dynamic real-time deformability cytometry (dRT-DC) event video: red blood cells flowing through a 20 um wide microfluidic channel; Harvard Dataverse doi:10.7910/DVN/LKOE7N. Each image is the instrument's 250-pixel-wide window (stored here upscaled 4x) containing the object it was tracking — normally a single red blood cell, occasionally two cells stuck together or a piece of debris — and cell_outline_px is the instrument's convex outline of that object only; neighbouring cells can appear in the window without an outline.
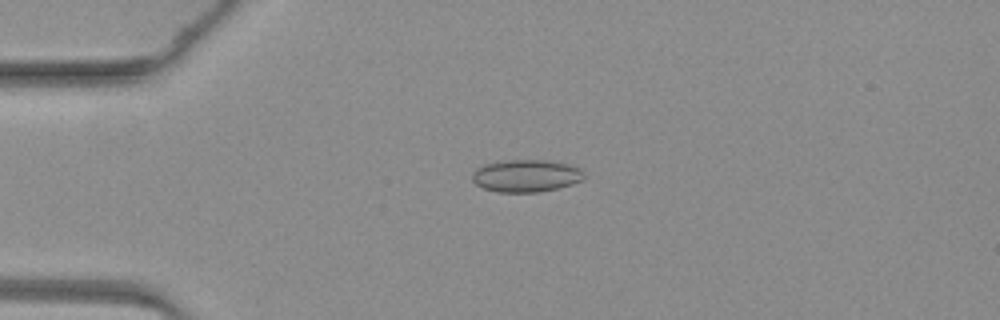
{"species": "common noctule bat (a hibernating species)", "species_latin": "Nyctalus noctula", "temperature_condition": "warm", "stored_images_in_passage": 39, "camera_frame_rate_fps": 3000, "um_per_image_px": 0.085, "animal": {"sex": "female", "body_mass_g": 19.3, "forearm_length_mm": 54.1}, "frame": {"image": 1, "passage_image": 4, "time_ms": 1.0, "image_size_px": [1000, 320], "cell_outline_px": [[584, 180], [572, 184], [540, 192], [496, 192], [484, 188], [476, 184], [472, 180], [472, 172], [476, 168], [484, 164], [504, 160], [544, 160], [572, 164], [580, 168], [584, 172]], "centroid_in_image_um": [44.73, 14.93], "position_along_channel_um": 40.3, "area_um2": 21.33}}
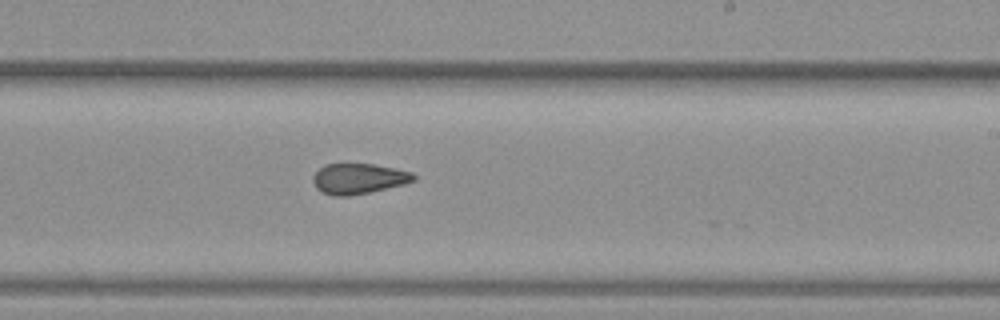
{"frame": {"image": 2, "passage_image": 21, "time_ms": 6.667, "image_size_px": [1000, 320], "cell_outline_px": [[416, 180], [404, 184], [372, 192], [348, 196], [332, 196], [320, 192], [316, 188], [312, 180], [312, 176], [324, 164], [372, 164], [396, 168], [412, 172], [416, 176]], "centroid_in_image_um": [30.47, 15.2], "position_along_channel_um": 258.5, "area_um2": 18.09}}
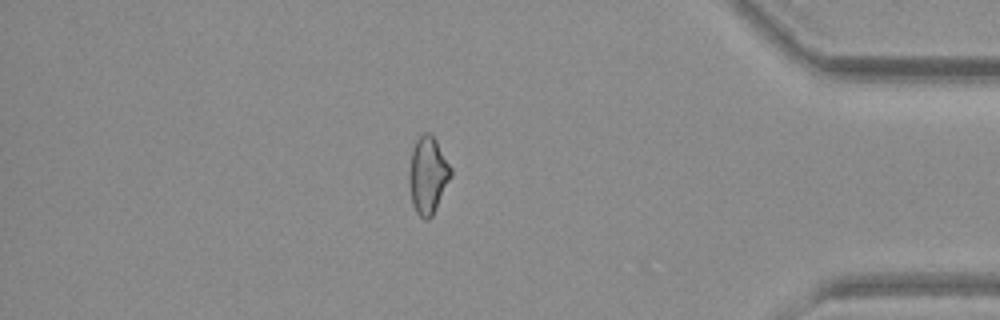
{"frame": {"image": 3, "passage_image": 33, "time_ms": 10.667, "image_size_px": [1000, 320], "cell_outline_px": [[452, 176], [432, 216], [428, 220], [424, 220], [416, 212], [412, 204], [408, 180], [408, 172], [412, 152], [416, 140], [424, 132], [428, 132], [436, 140], [452, 168]], "centroid_in_image_um": [36.37, 14.91], "position_along_channel_um": 398.8, "area_um2": 18.79}}